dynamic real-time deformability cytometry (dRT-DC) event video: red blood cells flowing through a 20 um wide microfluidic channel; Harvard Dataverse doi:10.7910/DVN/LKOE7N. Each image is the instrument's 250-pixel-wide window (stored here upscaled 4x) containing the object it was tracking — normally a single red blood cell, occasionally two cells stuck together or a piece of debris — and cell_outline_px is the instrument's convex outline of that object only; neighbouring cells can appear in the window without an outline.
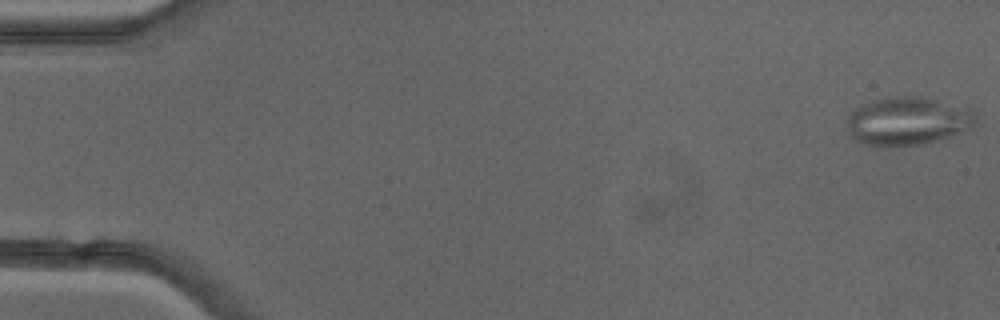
{"species": "common noctule bat (a hibernating species)", "species_latin": "Nyctalus noctula", "temperature_condition": "cold", "stored_images_in_passage": 51, "camera_frame_rate_fps": 3000, "um_per_image_px": 0.085, "animal": {"sex": "female"}, "frame": {"image": 1, "passage_image": 1, "time_ms": 0.0, "image_size_px": [1000, 320], "cell_outline_px": [[976, 120], [972, 128], [924, 144], [868, 144], [856, 140], [848, 136], [844, 128], [844, 120], [856, 108], [872, 100], [884, 96], [924, 96], [968, 104], [976, 112]], "centroid_in_image_um": [77.19, 10.22], "position_along_channel_um": 7.8, "area_um2": 36.93}}
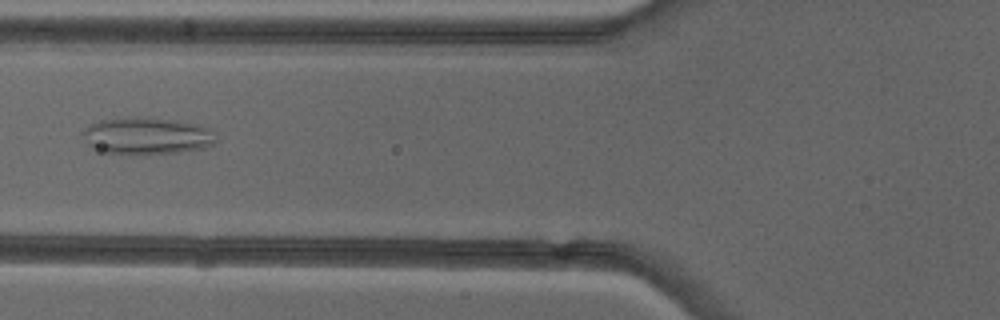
{"frame": {"image": 2, "passage_image": 20, "time_ms": 6.333, "image_size_px": [1000, 320], "cell_outline_px": [[216, 140], [212, 144], [204, 148], [176, 152], [144, 156], [108, 152], [88, 148], [80, 132], [88, 124], [100, 120], [136, 116], [152, 116], [176, 120], [196, 124], [212, 128], [216, 132]], "centroid_in_image_um": [12.45, 11.54], "position_along_channel_um": 113.3, "area_um2": 29.82}}
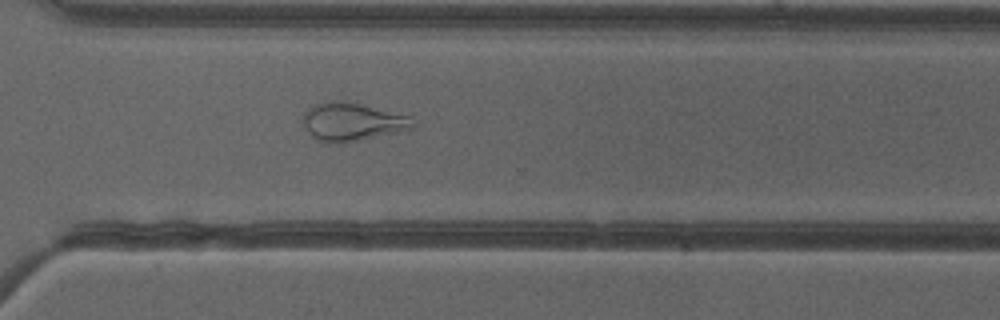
{"frame": {"image": 3, "passage_image": 37, "time_ms": 12.0, "image_size_px": [1000, 320], "cell_outline_px": [[416, 128], [340, 144], [328, 144], [316, 140], [308, 132], [304, 124], [304, 112], [312, 104], [332, 100], [340, 100], [360, 104], [412, 116], [416, 124]], "centroid_in_image_um": [29.95, 10.36], "position_along_channel_um": 340.7, "area_um2": 24.74}, "authors_computed_cell_mechanics": {"area_um2": 28.5532, "velocity_mm_per_s": 4.0078, "shape_relaxation_time_tau1_ms": null, "shape_relaxation_time_tau2_ms": 1.8133, "deformation_change_tau1": null, "deformation_change_tau2": 0.1094}}